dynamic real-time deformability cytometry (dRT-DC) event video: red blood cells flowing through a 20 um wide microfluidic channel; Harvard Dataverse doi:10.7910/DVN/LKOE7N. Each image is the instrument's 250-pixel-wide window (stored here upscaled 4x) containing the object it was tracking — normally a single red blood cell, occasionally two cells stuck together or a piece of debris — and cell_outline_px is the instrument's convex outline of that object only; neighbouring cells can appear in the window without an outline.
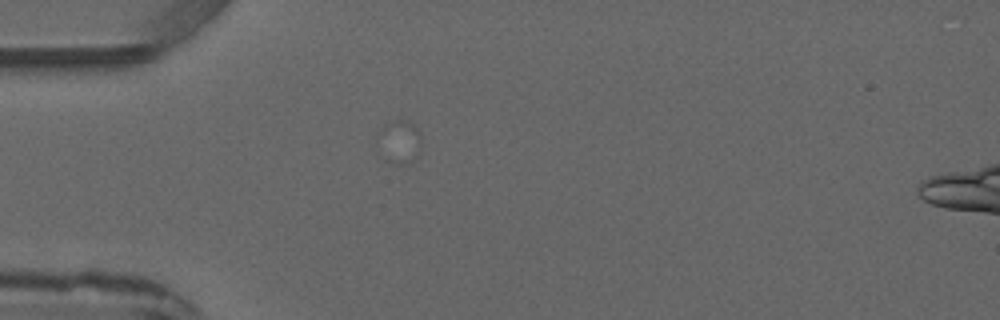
{"species": "common noctule bat (a hibernating species)", "species_latin": "Nyctalus noctula", "temperature_condition": "warm", "stored_images_in_passage": 2, "camera_frame_rate_fps": 3000, "um_per_image_px": 0.085, "animal": {"sex": "male", "forearm_length_mm": 52.5}, "frame": {"image": 1, "passage_image": 1, "time_ms": 0.0, "image_size_px": [1000, 320], "cell_outline_px": [[420, 152], [412, 160], [404, 164], [392, 164], [384, 160], [376, 140], [376, 136], [384, 124], [396, 120], [408, 120], [420, 132]], "centroid_in_image_um": [33.91, 12.06], "position_along_channel_um": 51.1, "area_um2": 11.21}}